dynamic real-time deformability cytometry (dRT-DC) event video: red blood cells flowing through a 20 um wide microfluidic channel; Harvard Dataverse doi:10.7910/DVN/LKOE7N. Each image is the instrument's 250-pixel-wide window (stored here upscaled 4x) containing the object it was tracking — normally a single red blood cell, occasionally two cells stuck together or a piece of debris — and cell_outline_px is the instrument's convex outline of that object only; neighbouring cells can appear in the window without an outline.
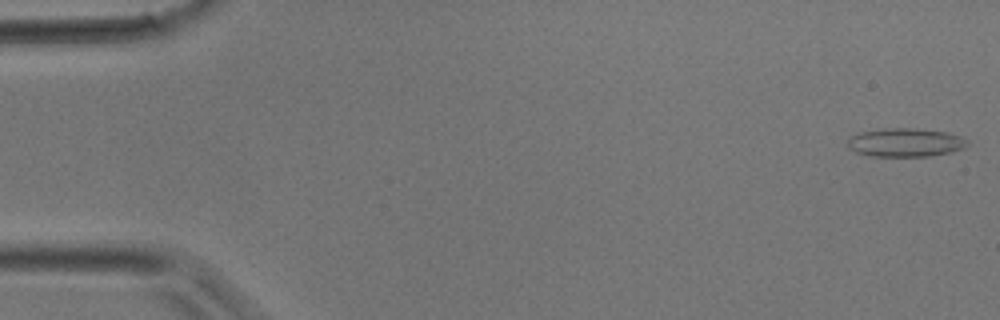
{"species": "common noctule bat (a hibernating species)", "species_latin": "Nyctalus noctula", "temperature_condition": "room temperature", "stored_images_in_passage": 12, "camera_frame_rate_fps": 3000, "um_per_image_px": 0.085, "animal": {"sex": "male", "body_mass_g": 17.9}, "frame": {"image": 1, "passage_image": 1, "time_ms": 0.0, "image_size_px": [1000, 320], "cell_outline_px": [[968, 144], [964, 148], [952, 152], [928, 156], [868, 156], [856, 152], [848, 148], [848, 136], [860, 132], [884, 128], [912, 128], [948, 132], [960, 136], [968, 140]], "centroid_in_image_um": [76.94, 12.11], "position_along_channel_um": 8.1, "area_um2": 20.11}}
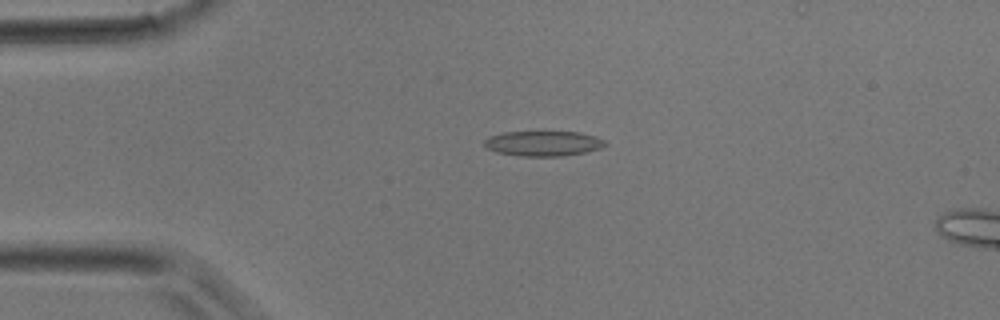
{"frame": {"image": 2, "passage_image": 9, "time_ms": 2.667, "image_size_px": [1000, 320], "cell_outline_px": [[608, 144], [600, 148], [588, 152], [564, 156], [520, 156], [496, 152], [488, 148], [484, 144], [484, 140], [488, 136], [504, 132], [580, 132], [596, 136], [604, 140]], "centroid_in_image_um": [46.2, 12.19], "position_along_channel_um": 38.8, "area_um2": 17.8}}